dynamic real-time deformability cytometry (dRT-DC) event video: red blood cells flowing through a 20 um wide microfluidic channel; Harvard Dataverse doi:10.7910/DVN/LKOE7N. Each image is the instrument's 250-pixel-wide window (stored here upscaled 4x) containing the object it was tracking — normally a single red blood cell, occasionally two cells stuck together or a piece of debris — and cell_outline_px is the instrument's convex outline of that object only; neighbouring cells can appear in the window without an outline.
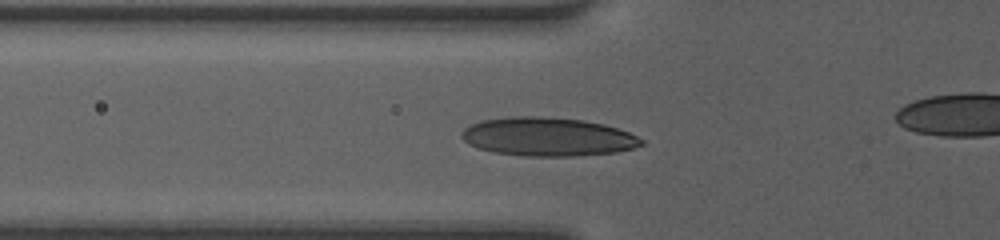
{"species": "human", "species_latin": "Homo sapiens", "temperature_condition": "room temperature", "stored_images_in_passage": 16, "segment_of_instrument_passage": [1, 2], "camera_frame_rate_fps": 3000, "um_per_image_px": 0.085, "donor": {"sex": "female"}, "frame": {"image": 1, "passage_image": 10, "time_ms": 4.667, "image_size_px": [1000, 240], "cell_outline_px": [[644, 144], [632, 148], [616, 152], [576, 156], [524, 156], [496, 152], [480, 148], [468, 144], [460, 136], [460, 132], [464, 128], [480, 120], [508, 116], [544, 116], [584, 120], [604, 124], [628, 132], [644, 140]], "centroid_in_image_um": [46.54, 11.61], "position_along_channel_um": 79.3, "area_um2": 40.58}}
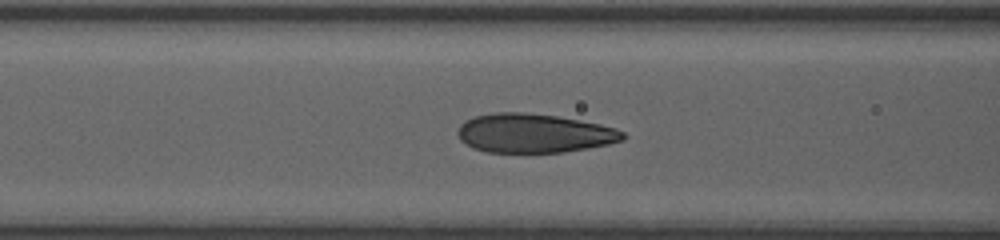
{"frame": {"image": 2, "passage_image": 12, "time_ms": 5.667, "image_size_px": [1000, 240], "cell_outline_px": [[628, 136], [624, 140], [608, 144], [588, 148], [564, 152], [484, 152], [472, 148], [460, 140], [456, 132], [460, 124], [464, 120], [472, 116], [496, 112], [520, 112], [556, 116], [600, 124], [616, 128], [624, 132]], "centroid_in_image_um": [45.36, 11.32], "position_along_channel_um": 121.2, "area_um2": 37.8}}
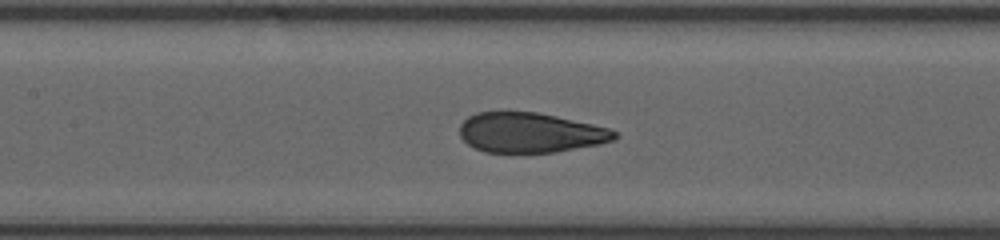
{"frame": {"image": 3, "passage_image": 14, "time_ms": 6.667, "image_size_px": [1000, 240], "cell_outline_px": [[620, 136], [612, 140], [600, 144], [556, 152], [484, 152], [468, 144], [460, 136], [460, 124], [468, 116], [476, 112], [536, 112], [556, 116], [592, 124], [608, 128], [616, 132]], "centroid_in_image_um": [45.07, 11.27], "position_along_channel_um": 162.3, "area_um2": 35.89}}